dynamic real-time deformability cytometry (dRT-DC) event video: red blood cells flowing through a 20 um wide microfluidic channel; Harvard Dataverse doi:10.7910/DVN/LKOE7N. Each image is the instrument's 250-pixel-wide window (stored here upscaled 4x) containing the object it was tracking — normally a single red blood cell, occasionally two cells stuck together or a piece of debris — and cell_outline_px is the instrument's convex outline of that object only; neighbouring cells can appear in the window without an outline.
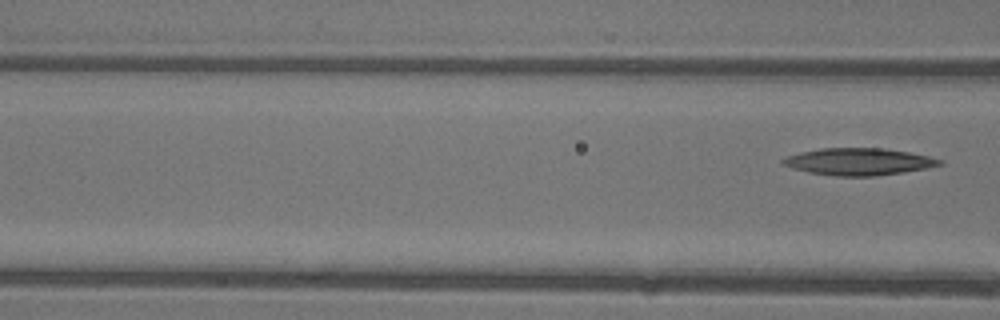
{"species": "common noctule bat (a hibernating species)", "species_latin": "Nyctalus noctula", "temperature_condition": "warm", "stored_images_in_passage": 4, "camera_frame_rate_fps": 3000, "um_per_image_px": 0.085, "animal": {"sex": "female"}, "frame": {"image": 1, "passage_image": 4, "time_ms": 1.0, "image_size_px": [1000, 320], "cell_outline_px": [[944, 164], [928, 168], [904, 172], [876, 176], [836, 176], [808, 172], [792, 168], [784, 164], [780, 160], [788, 156], [800, 152], [820, 148], [884, 148], [908, 152], [928, 156], [944, 160]], "centroid_in_image_um": [73.02, 13.74], "position_along_channel_um": 93.6, "area_um2": 24.74}}